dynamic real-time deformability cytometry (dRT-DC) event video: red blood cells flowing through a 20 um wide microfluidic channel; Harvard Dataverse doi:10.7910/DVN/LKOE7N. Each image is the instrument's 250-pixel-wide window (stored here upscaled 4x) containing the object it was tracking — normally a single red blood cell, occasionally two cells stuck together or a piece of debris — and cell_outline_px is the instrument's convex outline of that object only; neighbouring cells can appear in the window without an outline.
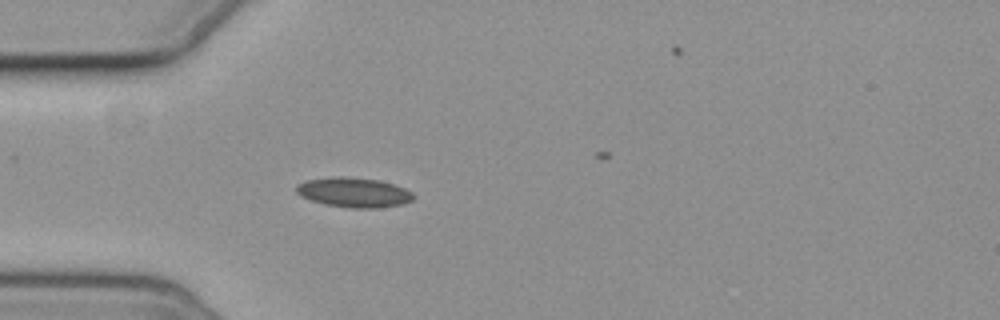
{"species": "common noctule bat (a hibernating species)", "species_latin": "Nyctalus noctula", "temperature_condition": "cold", "stored_images_in_passage": 5, "camera_frame_rate_fps": 3000, "um_per_image_px": 0.085, "animal": {"sex": "female", "body_mass_g": 19.3, "forearm_length_mm": 54.1}, "frame": {"image": 1, "passage_image": 4, "time_ms": 5.333, "image_size_px": [1000, 320], "cell_outline_px": [[416, 196], [412, 200], [400, 204], [376, 208], [352, 208], [324, 204], [300, 196], [296, 192], [296, 184], [304, 180], [332, 176], [344, 176], [376, 180], [392, 184], [404, 188], [412, 192]], "centroid_in_image_um": [30.03, 16.34], "position_along_channel_um": 55.0, "area_um2": 20.29}}